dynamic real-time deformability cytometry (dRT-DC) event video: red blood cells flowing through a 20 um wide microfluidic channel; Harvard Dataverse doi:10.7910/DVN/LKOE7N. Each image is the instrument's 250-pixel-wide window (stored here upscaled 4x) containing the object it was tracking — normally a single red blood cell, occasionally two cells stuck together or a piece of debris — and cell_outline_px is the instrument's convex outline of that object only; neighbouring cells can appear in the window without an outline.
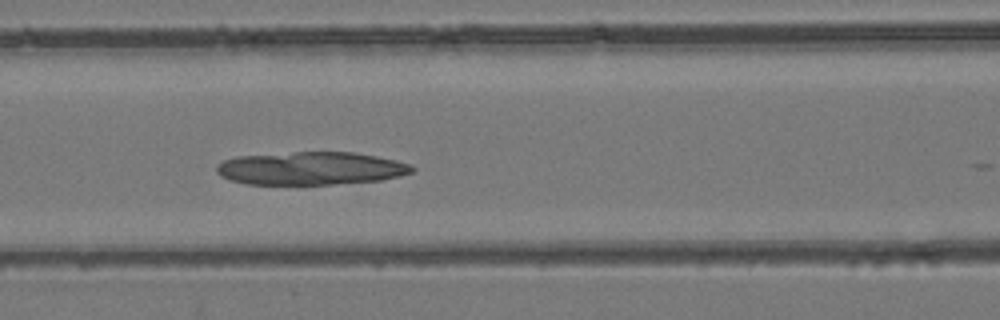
{"species": "common noctule bat (a hibernating species)", "species_latin": "Nyctalus noctula", "temperature_condition": "room temperature", "stored_images_in_passage": 14, "camera_frame_rate_fps": 3000, "um_per_image_px": 0.085, "animal": {"sex": "female", "body_mass_g": 24.6, "forearm_length_mm": 56.2}, "frame": {"image": 1, "passage_image": 7, "time_ms": 2.0, "image_size_px": [1000, 320], "cell_outline_px": [[416, 168], [412, 172], [400, 176], [380, 180], [332, 184], [244, 184], [220, 176], [216, 172], [216, 164], [224, 160], [236, 156], [296, 152], [352, 152], [376, 156], [396, 160], [412, 164]], "centroid_in_image_um": [26.42, 14.31], "position_along_channel_um": 140.2, "area_um2": 37.69}}
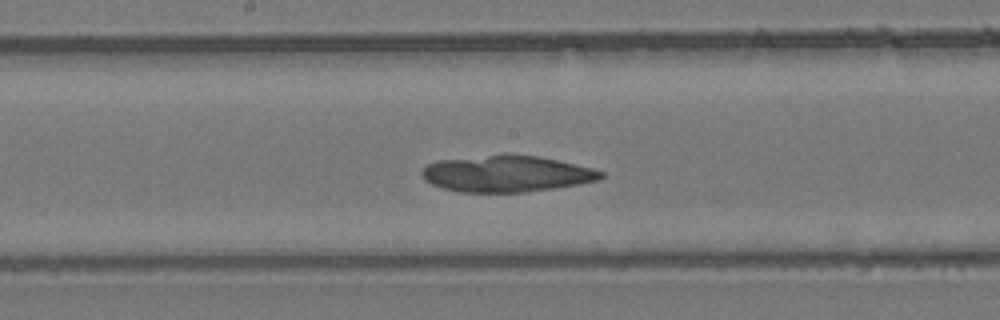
{"frame": {"image": 2, "passage_image": 12, "time_ms": 3.667, "image_size_px": [1000, 320], "cell_outline_px": [[604, 176], [600, 180], [580, 184], [524, 192], [460, 192], [444, 188], [432, 184], [424, 180], [420, 172], [428, 164], [436, 160], [488, 156], [540, 156], [592, 168], [604, 172]], "centroid_in_image_um": [43.07, 14.79], "position_along_channel_um": 205.1, "area_um2": 37.34}}